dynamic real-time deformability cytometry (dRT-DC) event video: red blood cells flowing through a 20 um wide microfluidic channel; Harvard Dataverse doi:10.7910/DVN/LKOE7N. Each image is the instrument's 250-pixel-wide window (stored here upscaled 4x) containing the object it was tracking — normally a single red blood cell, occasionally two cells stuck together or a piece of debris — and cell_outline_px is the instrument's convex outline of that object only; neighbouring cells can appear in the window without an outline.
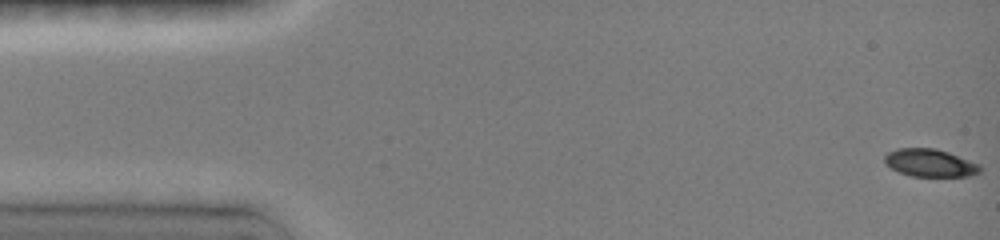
{"species": "common noctule bat (a hibernating species)", "species_latin": "Nyctalus noctula", "temperature_condition": "room temperature", "stored_images_in_passage": 48, "camera_frame_rate_fps": 3000, "um_per_image_px": 0.085, "animal": {"sex": "female", "body_mass_g": 19.0, "forearm_length_mm": 51.5}, "frame": {"image": 1, "passage_image": 1, "time_ms": 0.0, "image_size_px": [1000, 240], "cell_outline_px": [[980, 172], [968, 176], [912, 176], [900, 172], [884, 164], [884, 156], [888, 152], [896, 148], [936, 148], [948, 152], [980, 164]], "centroid_in_image_um": [79.03, 13.83], "position_along_channel_um": 6.0, "area_um2": 15.37}}
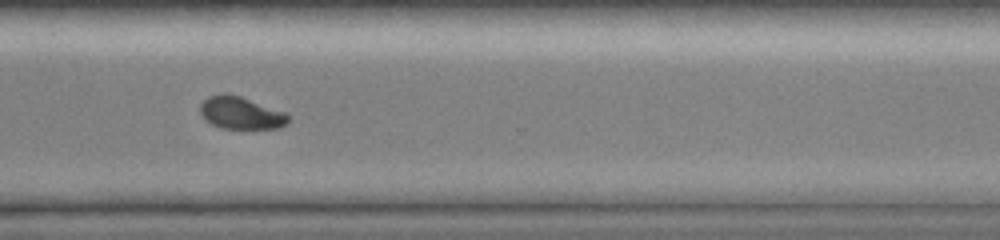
{"frame": {"image": 2, "passage_image": 34, "time_ms": 11.667, "image_size_px": [1000, 240], "cell_outline_px": [[288, 124], [280, 128], [220, 128], [204, 120], [200, 112], [200, 104], [208, 96], [224, 92], [240, 96], [288, 112]], "centroid_in_image_um": [20.48, 9.59], "position_along_channel_um": 350.1, "area_um2": 16.88}}
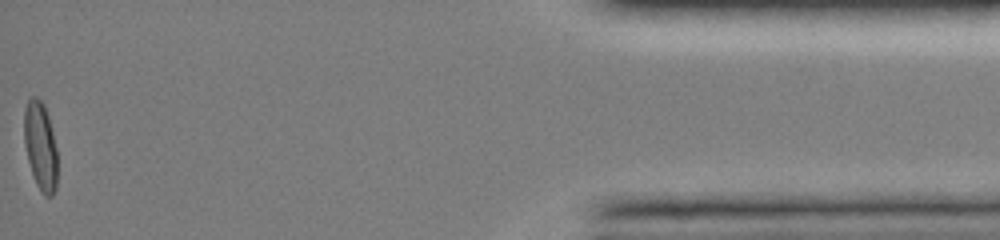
{"frame": {"image": 3, "passage_image": 48, "time_ms": 15.667, "image_size_px": [1000, 240], "cell_outline_px": [[56, 188], [52, 196], [44, 196], [40, 192], [36, 184], [28, 160], [24, 144], [24, 108], [28, 100], [32, 96], [36, 96], [44, 104], [48, 116], [56, 148]], "centroid_in_image_um": [3.42, 12.41], "position_along_channel_um": 431.8, "area_um2": 17.05}, "authors_computed_cell_mechanics": {"area_um2": 16.762, "velocity_mm_per_s": 4.0659, "shape_relaxation_time_tau1_ms": 4.6619, "shape_relaxation_time_tau2_ms": 4.405, "deformation_change_tau1": 0.1382, "deformation_change_tau2": 0.0703}}